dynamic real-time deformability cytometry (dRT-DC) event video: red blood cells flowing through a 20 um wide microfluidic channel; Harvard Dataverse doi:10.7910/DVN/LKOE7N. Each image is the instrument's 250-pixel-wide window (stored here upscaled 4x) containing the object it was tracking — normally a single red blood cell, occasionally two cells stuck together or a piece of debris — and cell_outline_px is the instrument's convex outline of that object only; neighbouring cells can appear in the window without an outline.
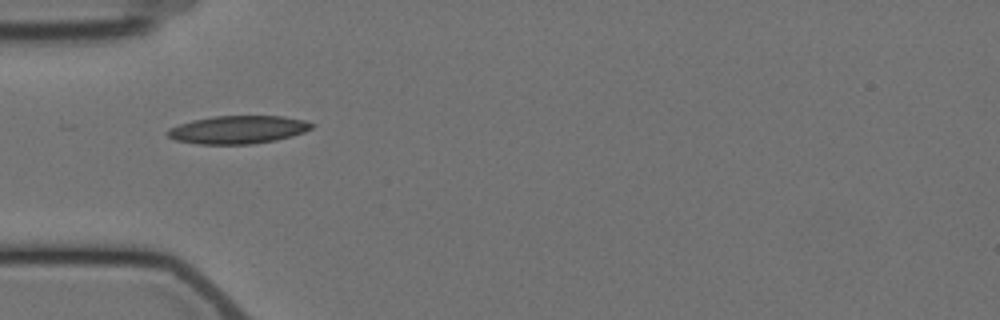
{"species": "Egyptian fruit bat (a non-hibernating species)", "species_latin": "Rousettus aegyptiacus", "temperature_condition": "cold", "stored_images_in_passage": 7, "camera_frame_rate_fps": 3000, "um_per_image_px": 0.085, "animal": {"sex": "female"}, "frame": {"image": 1, "passage_image": 1, "time_ms": 0.0, "image_size_px": [1000, 320], "cell_outline_px": [[316, 124], [312, 128], [304, 132], [292, 136], [276, 140], [252, 144], [200, 144], [176, 140], [168, 136], [164, 132], [168, 128], [192, 120], [212, 116], [284, 116], [304, 120]], "centroid_in_image_um": [20.23, 11.02], "position_along_channel_um": 64.8, "area_um2": 23.64}}
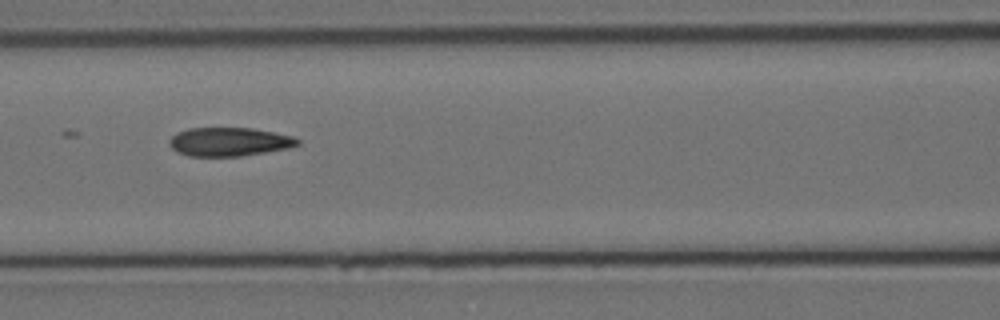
{"frame": {"image": 2, "passage_image": 3, "time_ms": 2.333, "image_size_px": [1000, 320], "cell_outline_px": [[300, 144], [288, 148], [240, 156], [188, 156], [176, 152], [168, 144], [168, 140], [176, 132], [188, 128], [252, 128], [292, 136], [300, 140]], "centroid_in_image_um": [19.43, 12.05], "position_along_channel_um": 147.2, "area_um2": 21.44}}
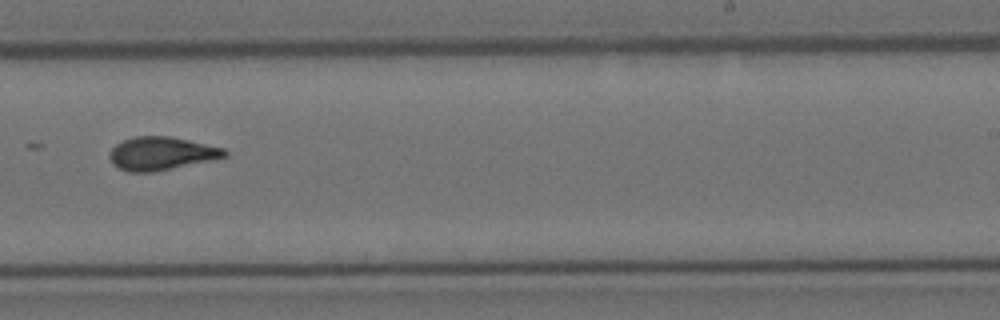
{"frame": {"image": 3, "passage_image": 6, "time_ms": 6.0, "image_size_px": [1000, 320], "cell_outline_px": [[228, 156], [212, 160], [152, 172], [128, 172], [112, 164], [108, 156], [108, 152], [116, 144], [124, 140], [136, 136], [168, 136], [188, 140], [224, 148], [228, 152]], "centroid_in_image_um": [13.69, 13.05], "position_along_channel_um": 275.3, "area_um2": 22.2}}